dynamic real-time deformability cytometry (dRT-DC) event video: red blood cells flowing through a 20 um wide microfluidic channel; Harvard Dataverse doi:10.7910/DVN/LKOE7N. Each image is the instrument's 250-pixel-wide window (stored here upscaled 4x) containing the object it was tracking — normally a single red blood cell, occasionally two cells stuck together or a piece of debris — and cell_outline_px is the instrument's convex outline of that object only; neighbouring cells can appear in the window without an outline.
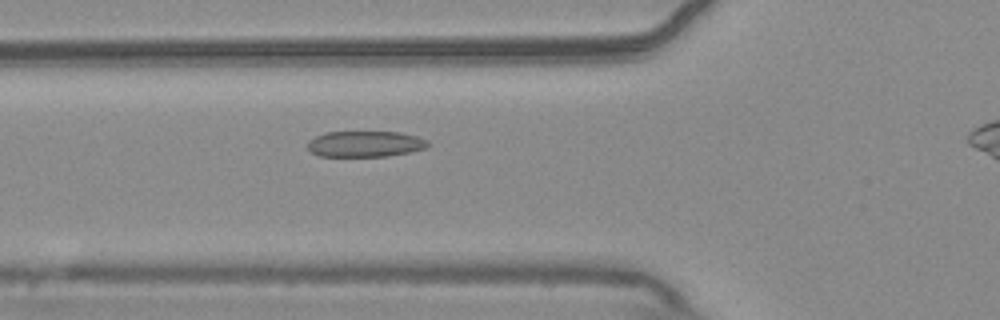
{"species": "common noctule bat (a hibernating species)", "species_latin": "Nyctalus noctula", "temperature_condition": "warm", "stored_images_in_passage": 41, "camera_frame_rate_fps": 3000, "um_per_image_px": 0.085, "animal": {"sex": "male", "body_mass_g": 20.4}, "frame": {"image": 1, "passage_image": 12, "time_ms": 3.667, "image_size_px": [1000, 320], "cell_outline_px": [[432, 144], [428, 148], [388, 156], [320, 156], [312, 152], [308, 148], [308, 140], [324, 132], [400, 132], [416, 136], [428, 140]], "centroid_in_image_um": [31.08, 12.23], "position_along_channel_um": 94.7, "area_um2": 18.26}}
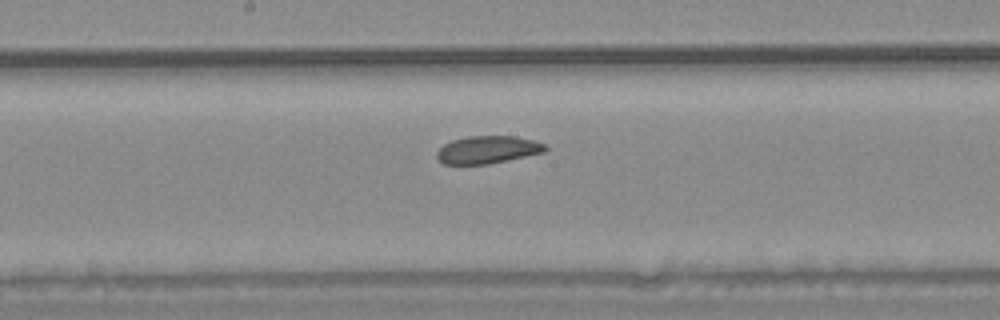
{"frame": {"image": 2, "passage_image": 21, "time_ms": 6.667, "image_size_px": [1000, 320], "cell_outline_px": [[548, 148], [544, 152], [488, 164], [444, 164], [436, 156], [436, 152], [444, 144], [452, 140], [468, 136], [516, 136], [536, 140], [544, 144]], "centroid_in_image_um": [41.46, 12.71], "position_along_channel_um": 206.7, "area_um2": 17.4}}
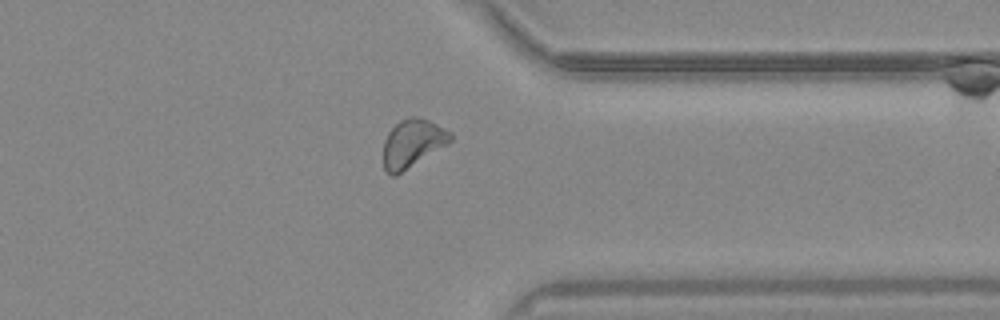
{"frame": {"image": 3, "passage_image": 35, "time_ms": 11.333, "image_size_px": [1000, 320], "cell_outline_px": [[452, 140], [448, 144], [396, 176], [392, 176], [384, 168], [384, 140], [388, 132], [400, 120], [408, 116], [416, 116], [428, 120], [452, 132]], "centroid_in_image_um": [35.07, 12.17], "position_along_channel_um": 376.3, "area_um2": 18.79}, "authors_computed_cell_mechanics": {"area_um2": 18.496, "velocity_mm_per_s": 3.7178, "shape_relaxation_time_tau1_ms": 4.62, "shape_relaxation_time_tau2_ms": 2.6935, "deformation_change_tau1": 0.1002, "deformation_change_tau2": 0.07}}